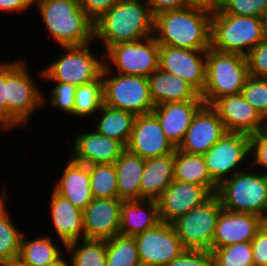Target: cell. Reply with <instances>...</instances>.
Masks as SVG:
<instances>
[{"label":"cell","instance_id":"cell-43","mask_svg":"<svg viewBox=\"0 0 267 266\" xmlns=\"http://www.w3.org/2000/svg\"><path fill=\"white\" fill-rule=\"evenodd\" d=\"M250 156H253L252 164L265 168L267 175V128H262L256 134L250 136Z\"/></svg>","mask_w":267,"mask_h":266},{"label":"cell","instance_id":"cell-46","mask_svg":"<svg viewBox=\"0 0 267 266\" xmlns=\"http://www.w3.org/2000/svg\"><path fill=\"white\" fill-rule=\"evenodd\" d=\"M153 16L168 10H178L189 7V0H146Z\"/></svg>","mask_w":267,"mask_h":266},{"label":"cell","instance_id":"cell-24","mask_svg":"<svg viewBox=\"0 0 267 266\" xmlns=\"http://www.w3.org/2000/svg\"><path fill=\"white\" fill-rule=\"evenodd\" d=\"M53 190L83 211L93 200L89 166L70 158Z\"/></svg>","mask_w":267,"mask_h":266},{"label":"cell","instance_id":"cell-21","mask_svg":"<svg viewBox=\"0 0 267 266\" xmlns=\"http://www.w3.org/2000/svg\"><path fill=\"white\" fill-rule=\"evenodd\" d=\"M71 158L88 166L101 163H115L126 146L118 141L93 132H81L74 137Z\"/></svg>","mask_w":267,"mask_h":266},{"label":"cell","instance_id":"cell-28","mask_svg":"<svg viewBox=\"0 0 267 266\" xmlns=\"http://www.w3.org/2000/svg\"><path fill=\"white\" fill-rule=\"evenodd\" d=\"M118 199L121 201L141 200L140 179L145 159L127 149L116 160Z\"/></svg>","mask_w":267,"mask_h":266},{"label":"cell","instance_id":"cell-51","mask_svg":"<svg viewBox=\"0 0 267 266\" xmlns=\"http://www.w3.org/2000/svg\"><path fill=\"white\" fill-rule=\"evenodd\" d=\"M45 266H69L68 262L66 263V260L62 257H60L58 260L51 264H47Z\"/></svg>","mask_w":267,"mask_h":266},{"label":"cell","instance_id":"cell-7","mask_svg":"<svg viewBox=\"0 0 267 266\" xmlns=\"http://www.w3.org/2000/svg\"><path fill=\"white\" fill-rule=\"evenodd\" d=\"M251 172V173H250ZM239 171L218 185L216 195L227 211L251 213L267 220V175Z\"/></svg>","mask_w":267,"mask_h":266},{"label":"cell","instance_id":"cell-29","mask_svg":"<svg viewBox=\"0 0 267 266\" xmlns=\"http://www.w3.org/2000/svg\"><path fill=\"white\" fill-rule=\"evenodd\" d=\"M174 180L205 186L216 194L218 184L211 178L203 155L174 151Z\"/></svg>","mask_w":267,"mask_h":266},{"label":"cell","instance_id":"cell-8","mask_svg":"<svg viewBox=\"0 0 267 266\" xmlns=\"http://www.w3.org/2000/svg\"><path fill=\"white\" fill-rule=\"evenodd\" d=\"M109 67L108 63H104L101 74L103 104L135 115L151 113L155 106L150 96L148 78L117 73L112 76L113 70Z\"/></svg>","mask_w":267,"mask_h":266},{"label":"cell","instance_id":"cell-48","mask_svg":"<svg viewBox=\"0 0 267 266\" xmlns=\"http://www.w3.org/2000/svg\"><path fill=\"white\" fill-rule=\"evenodd\" d=\"M36 0H0V11L9 12H24L32 5H35Z\"/></svg>","mask_w":267,"mask_h":266},{"label":"cell","instance_id":"cell-27","mask_svg":"<svg viewBox=\"0 0 267 266\" xmlns=\"http://www.w3.org/2000/svg\"><path fill=\"white\" fill-rule=\"evenodd\" d=\"M174 181V153L145 159L140 179L141 199L157 200Z\"/></svg>","mask_w":267,"mask_h":266},{"label":"cell","instance_id":"cell-33","mask_svg":"<svg viewBox=\"0 0 267 266\" xmlns=\"http://www.w3.org/2000/svg\"><path fill=\"white\" fill-rule=\"evenodd\" d=\"M64 249L71 253L72 266H107L106 240L82 239L67 244Z\"/></svg>","mask_w":267,"mask_h":266},{"label":"cell","instance_id":"cell-44","mask_svg":"<svg viewBox=\"0 0 267 266\" xmlns=\"http://www.w3.org/2000/svg\"><path fill=\"white\" fill-rule=\"evenodd\" d=\"M254 266H267V223L258 230L251 241Z\"/></svg>","mask_w":267,"mask_h":266},{"label":"cell","instance_id":"cell-26","mask_svg":"<svg viewBox=\"0 0 267 266\" xmlns=\"http://www.w3.org/2000/svg\"><path fill=\"white\" fill-rule=\"evenodd\" d=\"M119 235L135 236L160 223L157 200L122 201Z\"/></svg>","mask_w":267,"mask_h":266},{"label":"cell","instance_id":"cell-47","mask_svg":"<svg viewBox=\"0 0 267 266\" xmlns=\"http://www.w3.org/2000/svg\"><path fill=\"white\" fill-rule=\"evenodd\" d=\"M0 126L7 129L6 62L0 61Z\"/></svg>","mask_w":267,"mask_h":266},{"label":"cell","instance_id":"cell-14","mask_svg":"<svg viewBox=\"0 0 267 266\" xmlns=\"http://www.w3.org/2000/svg\"><path fill=\"white\" fill-rule=\"evenodd\" d=\"M206 52L160 45L159 68L185 80L201 94L206 85Z\"/></svg>","mask_w":267,"mask_h":266},{"label":"cell","instance_id":"cell-34","mask_svg":"<svg viewBox=\"0 0 267 266\" xmlns=\"http://www.w3.org/2000/svg\"><path fill=\"white\" fill-rule=\"evenodd\" d=\"M103 105V79L100 76L90 83L79 85L75 90L74 110L71 115L88 117L99 113Z\"/></svg>","mask_w":267,"mask_h":266},{"label":"cell","instance_id":"cell-25","mask_svg":"<svg viewBox=\"0 0 267 266\" xmlns=\"http://www.w3.org/2000/svg\"><path fill=\"white\" fill-rule=\"evenodd\" d=\"M148 81L154 106L167 102L203 100L200 93L188 82L160 68L150 74Z\"/></svg>","mask_w":267,"mask_h":266},{"label":"cell","instance_id":"cell-20","mask_svg":"<svg viewBox=\"0 0 267 266\" xmlns=\"http://www.w3.org/2000/svg\"><path fill=\"white\" fill-rule=\"evenodd\" d=\"M265 222L255 214L222 209L216 223L212 249L235 243L251 242Z\"/></svg>","mask_w":267,"mask_h":266},{"label":"cell","instance_id":"cell-12","mask_svg":"<svg viewBox=\"0 0 267 266\" xmlns=\"http://www.w3.org/2000/svg\"><path fill=\"white\" fill-rule=\"evenodd\" d=\"M249 154V135L226 132L203 157L211 178L219 185L225 179L244 170L241 169V164L250 156Z\"/></svg>","mask_w":267,"mask_h":266},{"label":"cell","instance_id":"cell-35","mask_svg":"<svg viewBox=\"0 0 267 266\" xmlns=\"http://www.w3.org/2000/svg\"><path fill=\"white\" fill-rule=\"evenodd\" d=\"M107 266H142L134 237L115 235L106 240Z\"/></svg>","mask_w":267,"mask_h":266},{"label":"cell","instance_id":"cell-30","mask_svg":"<svg viewBox=\"0 0 267 266\" xmlns=\"http://www.w3.org/2000/svg\"><path fill=\"white\" fill-rule=\"evenodd\" d=\"M23 232L19 256L15 266H45L58 260L63 254L49 236L29 239Z\"/></svg>","mask_w":267,"mask_h":266},{"label":"cell","instance_id":"cell-49","mask_svg":"<svg viewBox=\"0 0 267 266\" xmlns=\"http://www.w3.org/2000/svg\"><path fill=\"white\" fill-rule=\"evenodd\" d=\"M191 5L201 6L210 10L218 9L222 0H189Z\"/></svg>","mask_w":267,"mask_h":266},{"label":"cell","instance_id":"cell-40","mask_svg":"<svg viewBox=\"0 0 267 266\" xmlns=\"http://www.w3.org/2000/svg\"><path fill=\"white\" fill-rule=\"evenodd\" d=\"M55 83L51 90L50 104L54 108H60L64 113L71 115L74 110L75 103V90L76 87L73 84L64 82Z\"/></svg>","mask_w":267,"mask_h":266},{"label":"cell","instance_id":"cell-16","mask_svg":"<svg viewBox=\"0 0 267 266\" xmlns=\"http://www.w3.org/2000/svg\"><path fill=\"white\" fill-rule=\"evenodd\" d=\"M126 149L143 159L174 153L175 147L167 139L157 117L151 112L136 115Z\"/></svg>","mask_w":267,"mask_h":266},{"label":"cell","instance_id":"cell-18","mask_svg":"<svg viewBox=\"0 0 267 266\" xmlns=\"http://www.w3.org/2000/svg\"><path fill=\"white\" fill-rule=\"evenodd\" d=\"M226 132L217 112L204 104L194 115L178 149L189 154L204 155Z\"/></svg>","mask_w":267,"mask_h":266},{"label":"cell","instance_id":"cell-3","mask_svg":"<svg viewBox=\"0 0 267 266\" xmlns=\"http://www.w3.org/2000/svg\"><path fill=\"white\" fill-rule=\"evenodd\" d=\"M47 30L60 46H80L94 41V22L78 0H36Z\"/></svg>","mask_w":267,"mask_h":266},{"label":"cell","instance_id":"cell-9","mask_svg":"<svg viewBox=\"0 0 267 266\" xmlns=\"http://www.w3.org/2000/svg\"><path fill=\"white\" fill-rule=\"evenodd\" d=\"M86 45L61 46L65 54L60 53L57 61L51 62L39 73L48 82H64L75 86L97 80L104 67L105 61L98 58Z\"/></svg>","mask_w":267,"mask_h":266},{"label":"cell","instance_id":"cell-31","mask_svg":"<svg viewBox=\"0 0 267 266\" xmlns=\"http://www.w3.org/2000/svg\"><path fill=\"white\" fill-rule=\"evenodd\" d=\"M99 112L101 118L95 131L127 146L136 115L129 111L108 107L105 104L102 105Z\"/></svg>","mask_w":267,"mask_h":266},{"label":"cell","instance_id":"cell-19","mask_svg":"<svg viewBox=\"0 0 267 266\" xmlns=\"http://www.w3.org/2000/svg\"><path fill=\"white\" fill-rule=\"evenodd\" d=\"M122 201L93 198L83 210L84 239L108 240L119 235Z\"/></svg>","mask_w":267,"mask_h":266},{"label":"cell","instance_id":"cell-42","mask_svg":"<svg viewBox=\"0 0 267 266\" xmlns=\"http://www.w3.org/2000/svg\"><path fill=\"white\" fill-rule=\"evenodd\" d=\"M166 266H214L212 251L184 250Z\"/></svg>","mask_w":267,"mask_h":266},{"label":"cell","instance_id":"cell-23","mask_svg":"<svg viewBox=\"0 0 267 266\" xmlns=\"http://www.w3.org/2000/svg\"><path fill=\"white\" fill-rule=\"evenodd\" d=\"M50 196L52 225L62 245L84 239L83 211L54 190Z\"/></svg>","mask_w":267,"mask_h":266},{"label":"cell","instance_id":"cell-10","mask_svg":"<svg viewBox=\"0 0 267 266\" xmlns=\"http://www.w3.org/2000/svg\"><path fill=\"white\" fill-rule=\"evenodd\" d=\"M222 209L218 196L213 194L202 205L172 223L185 250H212L216 223Z\"/></svg>","mask_w":267,"mask_h":266},{"label":"cell","instance_id":"cell-5","mask_svg":"<svg viewBox=\"0 0 267 266\" xmlns=\"http://www.w3.org/2000/svg\"><path fill=\"white\" fill-rule=\"evenodd\" d=\"M25 64L20 59L6 62L7 131L27 126L33 112L46 101Z\"/></svg>","mask_w":267,"mask_h":266},{"label":"cell","instance_id":"cell-2","mask_svg":"<svg viewBox=\"0 0 267 266\" xmlns=\"http://www.w3.org/2000/svg\"><path fill=\"white\" fill-rule=\"evenodd\" d=\"M144 1L119 0L94 23V40L103 41L102 50L154 35V16Z\"/></svg>","mask_w":267,"mask_h":266},{"label":"cell","instance_id":"cell-11","mask_svg":"<svg viewBox=\"0 0 267 266\" xmlns=\"http://www.w3.org/2000/svg\"><path fill=\"white\" fill-rule=\"evenodd\" d=\"M159 48L154 35L145 39L118 43L104 51L109 64L115 65L118 74L149 77L159 68Z\"/></svg>","mask_w":267,"mask_h":266},{"label":"cell","instance_id":"cell-6","mask_svg":"<svg viewBox=\"0 0 267 266\" xmlns=\"http://www.w3.org/2000/svg\"><path fill=\"white\" fill-rule=\"evenodd\" d=\"M246 56L212 49L206 52V85L200 96L211 106L217 99L239 94L248 78Z\"/></svg>","mask_w":267,"mask_h":266},{"label":"cell","instance_id":"cell-17","mask_svg":"<svg viewBox=\"0 0 267 266\" xmlns=\"http://www.w3.org/2000/svg\"><path fill=\"white\" fill-rule=\"evenodd\" d=\"M211 107L217 112L227 132L251 136L266 127V121L241 93L221 97Z\"/></svg>","mask_w":267,"mask_h":266},{"label":"cell","instance_id":"cell-38","mask_svg":"<svg viewBox=\"0 0 267 266\" xmlns=\"http://www.w3.org/2000/svg\"><path fill=\"white\" fill-rule=\"evenodd\" d=\"M241 94L255 108L260 116L267 121V78L248 76Z\"/></svg>","mask_w":267,"mask_h":266},{"label":"cell","instance_id":"cell-13","mask_svg":"<svg viewBox=\"0 0 267 266\" xmlns=\"http://www.w3.org/2000/svg\"><path fill=\"white\" fill-rule=\"evenodd\" d=\"M133 237L142 266H166L185 250L169 223L160 222Z\"/></svg>","mask_w":267,"mask_h":266},{"label":"cell","instance_id":"cell-37","mask_svg":"<svg viewBox=\"0 0 267 266\" xmlns=\"http://www.w3.org/2000/svg\"><path fill=\"white\" fill-rule=\"evenodd\" d=\"M211 251L214 266H254L251 242L230 244Z\"/></svg>","mask_w":267,"mask_h":266},{"label":"cell","instance_id":"cell-45","mask_svg":"<svg viewBox=\"0 0 267 266\" xmlns=\"http://www.w3.org/2000/svg\"><path fill=\"white\" fill-rule=\"evenodd\" d=\"M118 1L119 0H78V3L88 17L95 23Z\"/></svg>","mask_w":267,"mask_h":266},{"label":"cell","instance_id":"cell-15","mask_svg":"<svg viewBox=\"0 0 267 266\" xmlns=\"http://www.w3.org/2000/svg\"><path fill=\"white\" fill-rule=\"evenodd\" d=\"M212 195L205 186L174 180L157 199L160 221L172 224Z\"/></svg>","mask_w":267,"mask_h":266},{"label":"cell","instance_id":"cell-1","mask_svg":"<svg viewBox=\"0 0 267 266\" xmlns=\"http://www.w3.org/2000/svg\"><path fill=\"white\" fill-rule=\"evenodd\" d=\"M212 10L190 5L154 16V37L159 45L188 50L210 48Z\"/></svg>","mask_w":267,"mask_h":266},{"label":"cell","instance_id":"cell-39","mask_svg":"<svg viewBox=\"0 0 267 266\" xmlns=\"http://www.w3.org/2000/svg\"><path fill=\"white\" fill-rule=\"evenodd\" d=\"M267 0H222L218 8L222 13L237 16L261 17Z\"/></svg>","mask_w":267,"mask_h":266},{"label":"cell","instance_id":"cell-36","mask_svg":"<svg viewBox=\"0 0 267 266\" xmlns=\"http://www.w3.org/2000/svg\"><path fill=\"white\" fill-rule=\"evenodd\" d=\"M93 198H118L117 171L114 163L89 166Z\"/></svg>","mask_w":267,"mask_h":266},{"label":"cell","instance_id":"cell-22","mask_svg":"<svg viewBox=\"0 0 267 266\" xmlns=\"http://www.w3.org/2000/svg\"><path fill=\"white\" fill-rule=\"evenodd\" d=\"M203 105V100L167 102L155 106L152 113L157 117L167 139L178 148L194 115Z\"/></svg>","mask_w":267,"mask_h":266},{"label":"cell","instance_id":"cell-50","mask_svg":"<svg viewBox=\"0 0 267 266\" xmlns=\"http://www.w3.org/2000/svg\"><path fill=\"white\" fill-rule=\"evenodd\" d=\"M261 25L263 28V33L265 38H267V7L266 9L262 12L261 17H260Z\"/></svg>","mask_w":267,"mask_h":266},{"label":"cell","instance_id":"cell-32","mask_svg":"<svg viewBox=\"0 0 267 266\" xmlns=\"http://www.w3.org/2000/svg\"><path fill=\"white\" fill-rule=\"evenodd\" d=\"M4 193H0V266H15L23 233L10 218Z\"/></svg>","mask_w":267,"mask_h":266},{"label":"cell","instance_id":"cell-4","mask_svg":"<svg viewBox=\"0 0 267 266\" xmlns=\"http://www.w3.org/2000/svg\"><path fill=\"white\" fill-rule=\"evenodd\" d=\"M265 38L259 17L211 12L210 47L225 53L246 56Z\"/></svg>","mask_w":267,"mask_h":266},{"label":"cell","instance_id":"cell-41","mask_svg":"<svg viewBox=\"0 0 267 266\" xmlns=\"http://www.w3.org/2000/svg\"><path fill=\"white\" fill-rule=\"evenodd\" d=\"M248 74L253 77L267 78V38H264L246 55Z\"/></svg>","mask_w":267,"mask_h":266}]
</instances>
